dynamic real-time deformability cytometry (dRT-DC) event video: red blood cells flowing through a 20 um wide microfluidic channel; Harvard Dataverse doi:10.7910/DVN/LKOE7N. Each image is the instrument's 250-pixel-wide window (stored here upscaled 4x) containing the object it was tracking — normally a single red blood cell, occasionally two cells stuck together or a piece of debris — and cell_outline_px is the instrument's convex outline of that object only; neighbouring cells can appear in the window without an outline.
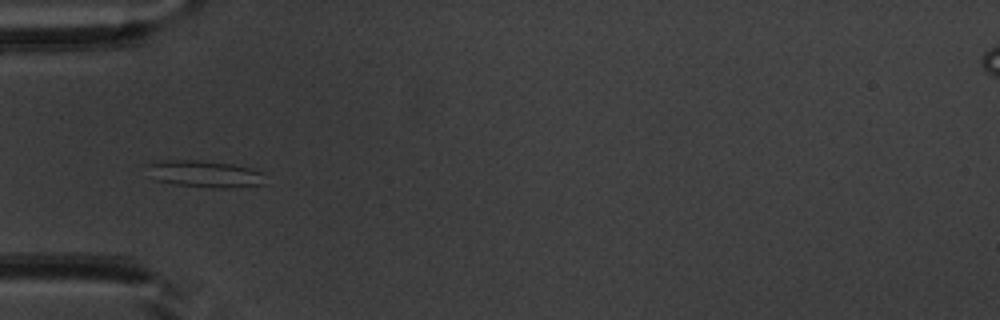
{"species": "common noctule bat (a hibernating species)", "species_latin": "Nyctalus noctula", "temperature_condition": "warm", "stored_images_in_passage": 3, "camera_frame_rate_fps": 3000, "um_per_image_px": 0.085, "animal": {"sex": "male", "body_mass_g": 20.1, "forearm_length_mm": 53.5}, "frame": {"image": 1, "passage_image": 1, "time_ms": 0.0, "image_size_px": [1000, 320], "cell_outline_px": [[268, 184], [232, 188], [216, 188], [172, 184], [156, 180], [144, 164], [164, 160], [200, 160], [232, 164], [264, 172]], "centroid_in_image_um": [17.46, 14.79], "position_along_channel_um": 67.5, "area_um2": 18.73}}